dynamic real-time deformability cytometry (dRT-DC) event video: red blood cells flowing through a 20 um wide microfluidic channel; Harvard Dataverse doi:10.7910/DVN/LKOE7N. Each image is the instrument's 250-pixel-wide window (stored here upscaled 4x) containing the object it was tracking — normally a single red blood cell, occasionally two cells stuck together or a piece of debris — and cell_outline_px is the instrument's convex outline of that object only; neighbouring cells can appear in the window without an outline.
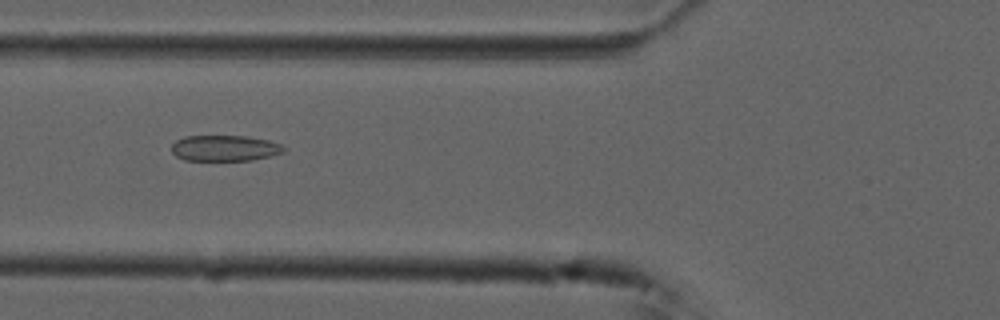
{"species": "common noctule bat (a hibernating species)", "species_latin": "Nyctalus noctula", "temperature_condition": "cold", "stored_images_in_passage": 54, "camera_frame_rate_fps": 3000, "um_per_image_px": 0.085, "animal": {"sex": "male", "forearm_length_mm": 52.5}, "frame": {"image": 1, "passage_image": 20, "time_ms": 6.333, "image_size_px": [1000, 320], "cell_outline_px": [[288, 148], [284, 152], [252, 160], [184, 160], [176, 156], [172, 152], [172, 144], [176, 140], [184, 136], [248, 136], [268, 140], [280, 144]], "centroid_in_image_um": [19.11, 12.59], "position_along_channel_um": 106.7, "area_um2": 16.94}}
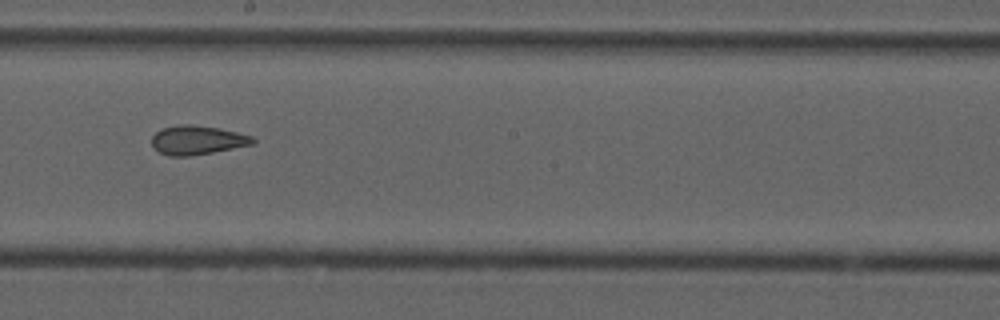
{"frame": {"image": 2, "passage_image": 30, "time_ms": 9.667, "image_size_px": [1000, 320], "cell_outline_px": [[256, 144], [212, 152], [188, 156], [168, 156], [160, 152], [152, 144], [152, 136], [156, 132], [164, 128], [180, 124], [192, 124], [220, 128], [252, 136], [256, 140]], "centroid_in_image_um": [16.8, 11.9], "position_along_channel_um": 231.4, "area_um2": 17.05}}
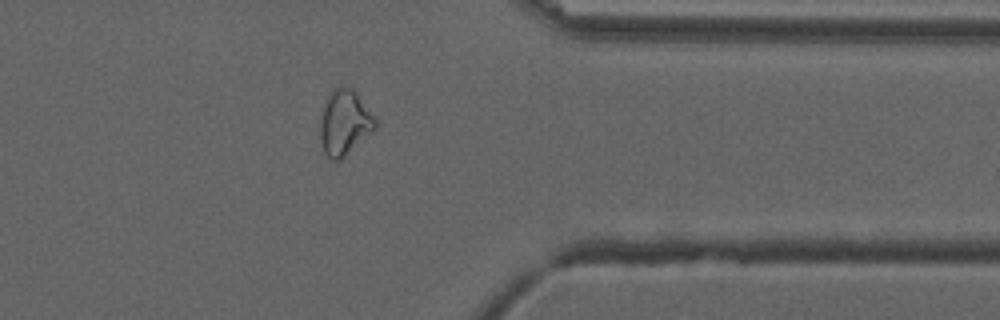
{"frame": {"image": 3, "passage_image": 43, "time_ms": 14.0, "image_size_px": [1000, 320], "cell_outline_px": [[376, 128], [372, 132], [340, 160], [332, 160], [324, 152], [320, 140], [320, 120], [328, 92], [332, 88], [352, 88], [356, 92], [376, 120]], "centroid_in_image_um": [29.26, 10.42], "position_along_channel_um": 382.1, "area_um2": 20.63}, "authors_computed_cell_mechanics": {"area_um2": 20.2011, "velocity_mm_per_s": 3.7317, "shape_relaxation_time_tau1_ms": null, "shape_relaxation_time_tau2_ms": 2.0164, "deformation_change_tau1": null, "deformation_change_tau2": 0.0776}}